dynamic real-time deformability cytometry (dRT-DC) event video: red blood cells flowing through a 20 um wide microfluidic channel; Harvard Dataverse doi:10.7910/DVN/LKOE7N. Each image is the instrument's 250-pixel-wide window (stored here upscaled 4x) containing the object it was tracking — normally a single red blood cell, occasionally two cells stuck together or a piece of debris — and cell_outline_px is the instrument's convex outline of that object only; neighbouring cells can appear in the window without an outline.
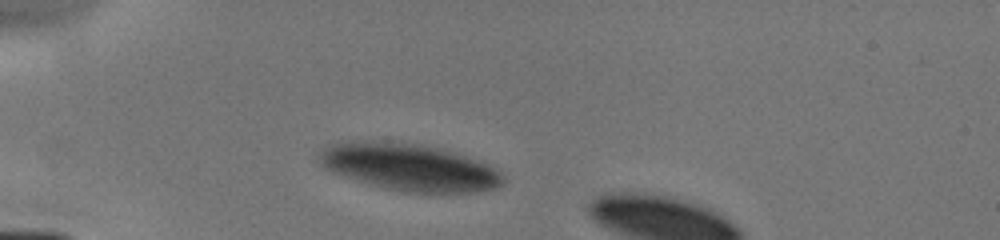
{"species": "human", "species_latin": "Homo sapiens", "temperature_condition": "cold", "stored_images_in_passage": 5, "camera_frame_rate_fps": 3000, "um_per_image_px": 0.085, "donor": {"sex": "male"}, "frame": {"image": 1, "passage_image": 2, "time_ms": 1.0, "image_size_px": [1000, 240], "cell_outline_px": [[504, 184], [496, 188], [476, 192], [408, 192], [384, 188], [368, 184], [332, 172], [324, 168], [316, 160], [320, 152], [324, 148], [336, 140], [368, 140], [420, 144], [452, 152], [488, 164], [496, 168], [504, 176]], "centroid_in_image_um": [34.72, 14.2], "position_along_channel_um": 50.3, "area_um2": 50.69}}